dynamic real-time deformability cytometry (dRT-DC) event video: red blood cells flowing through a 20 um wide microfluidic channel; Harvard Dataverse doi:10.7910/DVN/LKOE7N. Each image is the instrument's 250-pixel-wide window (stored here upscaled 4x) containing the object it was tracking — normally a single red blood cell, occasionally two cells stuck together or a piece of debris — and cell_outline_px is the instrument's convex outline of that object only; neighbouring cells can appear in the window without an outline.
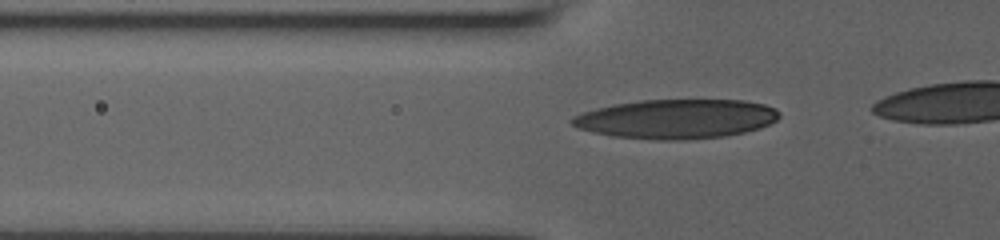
{"species": "human", "species_latin": "Homo sapiens", "temperature_condition": "room temperature", "stored_images_in_passage": 6, "segment_of_instrument_passage": [1, 2], "camera_frame_rate_fps": 3000, "um_per_image_px": 0.085, "donor": {"sex": "male"}, "frame": {"image": 1, "passage_image": 3, "time_ms": 0.667, "image_size_px": [1000, 240], "cell_outline_px": [[780, 116], [776, 120], [760, 128], [744, 132], [724, 136], [684, 140], [656, 140], [612, 136], [580, 128], [572, 124], [568, 120], [572, 116], [580, 112], [612, 104], [640, 100], [744, 100], [764, 104], [776, 108], [780, 112]], "centroid_in_image_um": [57.48, 10.1], "position_along_channel_um": 68.3, "area_um2": 47.69}}